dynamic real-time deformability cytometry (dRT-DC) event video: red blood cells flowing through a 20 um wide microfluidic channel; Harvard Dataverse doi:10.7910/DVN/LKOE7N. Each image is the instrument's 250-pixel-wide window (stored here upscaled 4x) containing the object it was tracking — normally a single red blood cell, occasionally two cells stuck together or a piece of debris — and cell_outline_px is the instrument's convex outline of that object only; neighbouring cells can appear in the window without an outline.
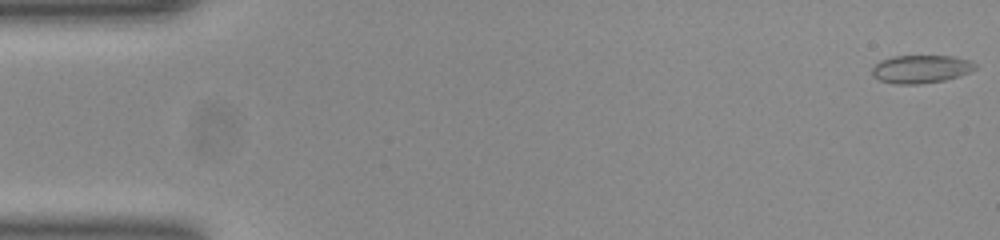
{"species": "common noctule bat (a hibernating species)", "species_latin": "Nyctalus noctula", "temperature_condition": "room temperature", "stored_images_in_passage": 52, "camera_frame_rate_fps": 3000, "um_per_image_px": 0.085, "animal": {"sex": "female", "body_mass_g": 23.0, "forearm_length_mm": 53.4}, "frame": {"image": 1, "passage_image": 1, "time_ms": 0.0, "image_size_px": [1000, 240], "cell_outline_px": [[976, 68], [960, 76], [944, 80], [920, 84], [896, 84], [880, 80], [872, 76], [872, 68], [880, 60], [892, 56], [952, 56], [972, 60], [976, 64]], "centroid_in_image_um": [78.28, 5.86], "position_along_channel_um": 6.7, "area_um2": 16.94}}
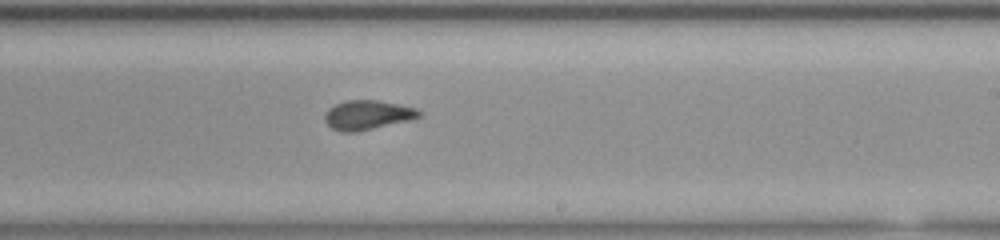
{"frame": {"image": 2, "passage_image": 31, "time_ms": 10.0, "image_size_px": [1000, 240], "cell_outline_px": [[420, 116], [412, 120], [356, 132], [340, 132], [332, 128], [324, 120], [324, 116], [328, 108], [336, 104], [348, 100], [376, 100], [400, 104], [416, 108], [420, 112]], "centroid_in_image_um": [31.24, 9.78], "position_along_channel_um": 257.8, "area_um2": 16.18}}
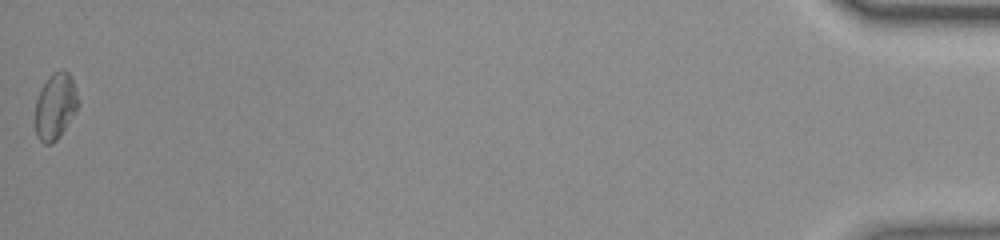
{"frame": {"image": 3, "passage_image": 52, "time_ms": 17.0, "image_size_px": [1000, 240], "cell_outline_px": [[80, 104], [76, 112], [60, 136], [52, 144], [44, 144], [36, 136], [36, 100], [48, 76], [52, 72], [64, 68], [72, 76], [80, 100]], "centroid_in_image_um": [4.75, 9.0], "position_along_channel_um": 430.5, "area_um2": 16.88}, "authors_computed_cell_mechanics": {"area_um2": 16.0684, "velocity_mm_per_s": 3.9278, "shape_relaxation_time_tau1_ms": null, "shape_relaxation_time_tau2_ms": 0.8547, "deformation_change_tau1": null, "deformation_change_tau2": 0.0551}}